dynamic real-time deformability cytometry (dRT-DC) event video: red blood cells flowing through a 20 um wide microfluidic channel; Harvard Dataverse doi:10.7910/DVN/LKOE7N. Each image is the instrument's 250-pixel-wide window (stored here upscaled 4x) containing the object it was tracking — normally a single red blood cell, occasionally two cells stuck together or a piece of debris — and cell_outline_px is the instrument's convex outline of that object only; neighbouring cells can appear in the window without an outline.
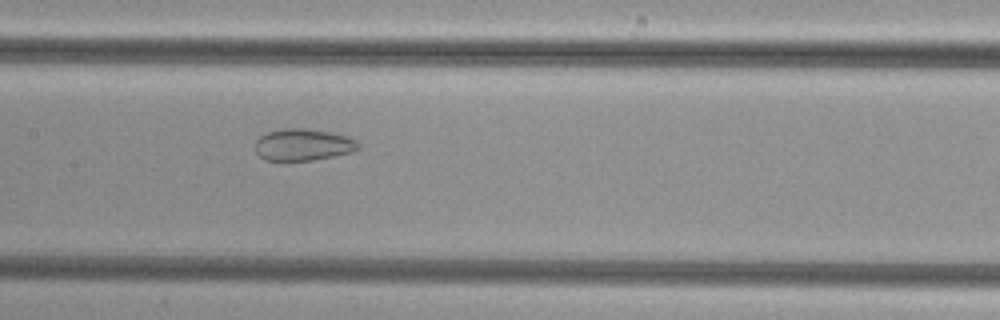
{"species": "common noctule bat (a hibernating species)", "species_latin": "Nyctalus noctula", "temperature_condition": "cold", "stored_images_in_passage": 52, "camera_frame_rate_fps": 3000, "um_per_image_px": 0.085, "animal": {"sex": "female", "body_mass_g": 29.2, "forearm_length_mm": 56.3}, "frame": {"image": 1, "passage_image": 26, "time_ms": 8.333, "image_size_px": [1000, 320], "cell_outline_px": [[360, 148], [352, 152], [312, 160], [264, 160], [256, 152], [256, 140], [260, 136], [268, 132], [280, 128], [304, 128], [332, 132], [348, 136], [356, 140], [360, 144]], "centroid_in_image_um": [25.78, 12.29], "position_along_channel_um": 181.6, "area_um2": 19.19}}
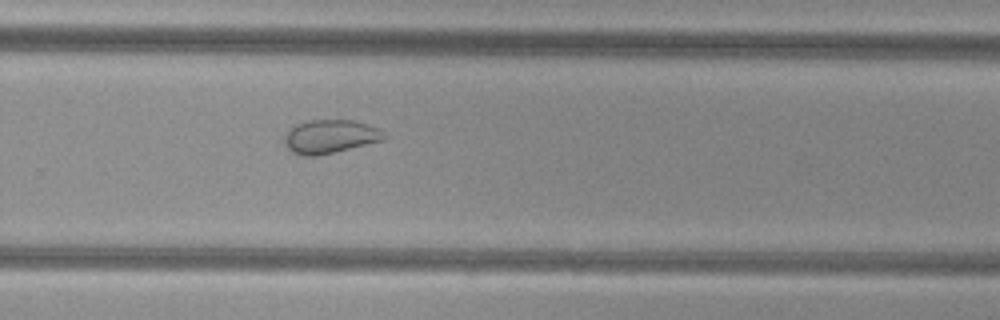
{"frame": {"image": 2, "passage_image": 35, "time_ms": 11.333, "image_size_px": [1000, 320], "cell_outline_px": [[388, 136], [384, 140], [316, 156], [304, 156], [292, 152], [284, 144], [284, 136], [296, 124], [308, 120], [352, 120], [376, 128], [384, 132]], "centroid_in_image_um": [28.04, 11.61], "position_along_channel_um": 301.8, "area_um2": 19.25}}
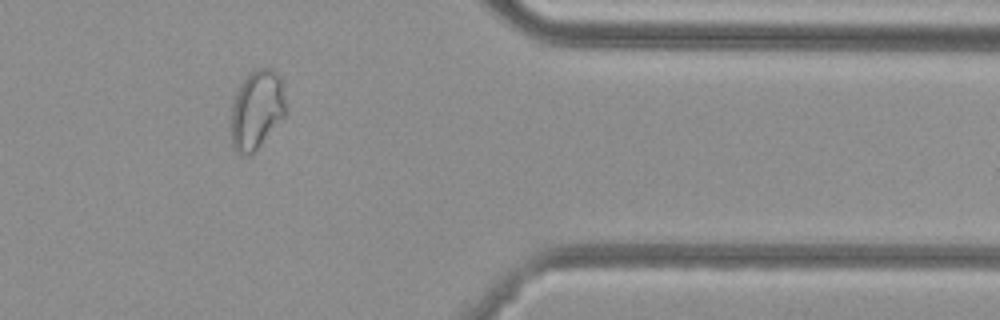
{"frame": {"image": 3, "passage_image": 43, "time_ms": 14.0, "image_size_px": [1000, 320], "cell_outline_px": [[284, 116], [260, 144], [248, 156], [236, 152], [232, 148], [232, 104], [236, 88], [256, 68], [272, 68], [280, 76], [284, 96]], "centroid_in_image_um": [21.79, 9.3], "position_along_channel_um": 389.6, "area_um2": 24.68}}